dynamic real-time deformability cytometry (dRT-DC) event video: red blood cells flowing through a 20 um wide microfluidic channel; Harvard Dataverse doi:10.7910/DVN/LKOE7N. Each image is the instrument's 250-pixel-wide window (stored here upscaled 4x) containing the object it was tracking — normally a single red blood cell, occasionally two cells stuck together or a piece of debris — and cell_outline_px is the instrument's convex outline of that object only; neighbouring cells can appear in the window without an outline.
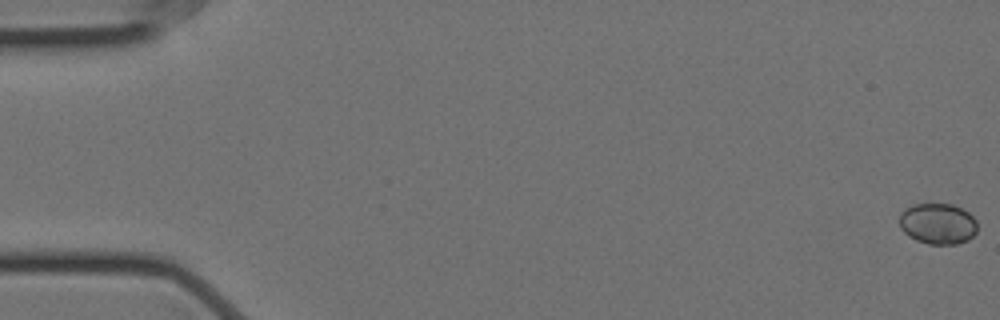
{"species": "Egyptian fruit bat (a non-hibernating species)", "species_latin": "Rousettus aegyptiacus", "temperature_condition": "cold", "stored_images_in_passage": 11, "camera_frame_rate_fps": 3000, "um_per_image_px": 0.085, "animal": {"sex": "female"}, "frame": {"image": 1, "passage_image": 1, "time_ms": 0.0, "image_size_px": [1000, 320], "cell_outline_px": [[976, 232], [968, 240], [956, 244], [928, 244], [916, 240], [908, 236], [900, 228], [900, 212], [904, 208], [912, 204], [952, 204], [968, 212], [976, 220]], "centroid_in_image_um": [79.69, 19.01], "position_along_channel_um": 5.3, "area_um2": 18.67}}